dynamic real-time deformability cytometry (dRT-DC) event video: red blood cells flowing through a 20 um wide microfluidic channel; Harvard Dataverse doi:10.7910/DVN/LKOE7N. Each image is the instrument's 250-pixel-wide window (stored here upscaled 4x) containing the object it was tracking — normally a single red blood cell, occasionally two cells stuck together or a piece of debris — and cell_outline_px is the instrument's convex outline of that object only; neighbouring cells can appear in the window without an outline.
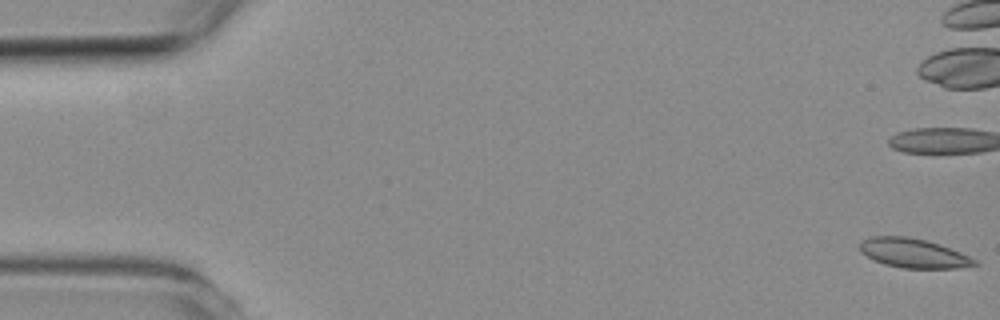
{"species": "common noctule bat (a hibernating species)", "species_latin": "Nyctalus noctula", "temperature_condition": "room temperature", "stored_images_in_passage": 6, "camera_frame_rate_fps": 3000, "um_per_image_px": 0.085, "animal": {"sex": "female", "body_mass_g": 19.3, "forearm_length_mm": 54.1}, "frame": {"image": 1, "passage_image": 1, "time_ms": 0.0, "image_size_px": [1000, 320], "cell_outline_px": [[980, 264], [956, 268], [904, 268], [884, 264], [860, 252], [860, 240], [868, 236], [908, 236], [940, 244], [960, 252], [976, 260]], "centroid_in_image_um": [77.62, 21.5], "position_along_channel_um": 7.4, "area_um2": 19.54}}